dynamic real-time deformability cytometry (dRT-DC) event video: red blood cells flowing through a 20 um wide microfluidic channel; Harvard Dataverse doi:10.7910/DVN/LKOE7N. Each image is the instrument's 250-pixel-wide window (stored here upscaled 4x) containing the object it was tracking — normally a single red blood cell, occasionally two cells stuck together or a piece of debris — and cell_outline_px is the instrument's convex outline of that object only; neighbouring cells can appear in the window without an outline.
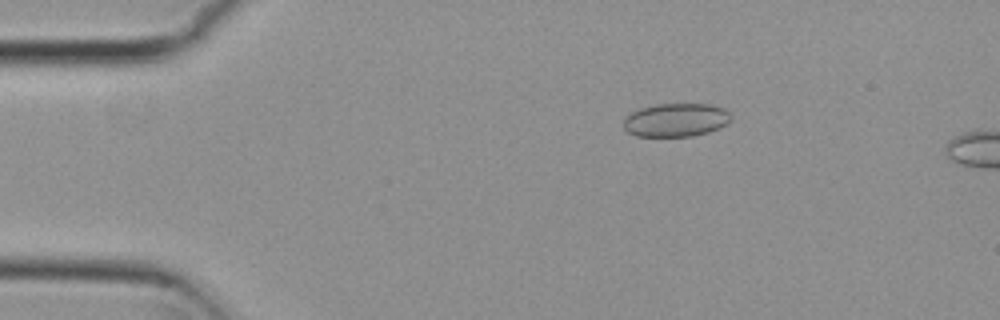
{"species": "common noctule bat (a hibernating species)", "species_latin": "Nyctalus noctula", "temperature_condition": "cold", "stored_images_in_passage": 4, "camera_frame_rate_fps": 3000, "um_per_image_px": 0.085, "animal": {"sex": "female", "body_mass_g": 29.2, "forearm_length_mm": 56.3}, "frame": {"image": 1, "passage_image": 3, "time_ms": 0.667, "image_size_px": [1000, 320], "cell_outline_px": [[732, 116], [720, 128], [708, 132], [692, 136], [636, 136], [628, 132], [624, 128], [624, 116], [640, 108], [656, 104], [712, 104], [724, 108]], "centroid_in_image_um": [57.43, 10.19], "position_along_channel_um": 27.6, "area_um2": 20.92}}